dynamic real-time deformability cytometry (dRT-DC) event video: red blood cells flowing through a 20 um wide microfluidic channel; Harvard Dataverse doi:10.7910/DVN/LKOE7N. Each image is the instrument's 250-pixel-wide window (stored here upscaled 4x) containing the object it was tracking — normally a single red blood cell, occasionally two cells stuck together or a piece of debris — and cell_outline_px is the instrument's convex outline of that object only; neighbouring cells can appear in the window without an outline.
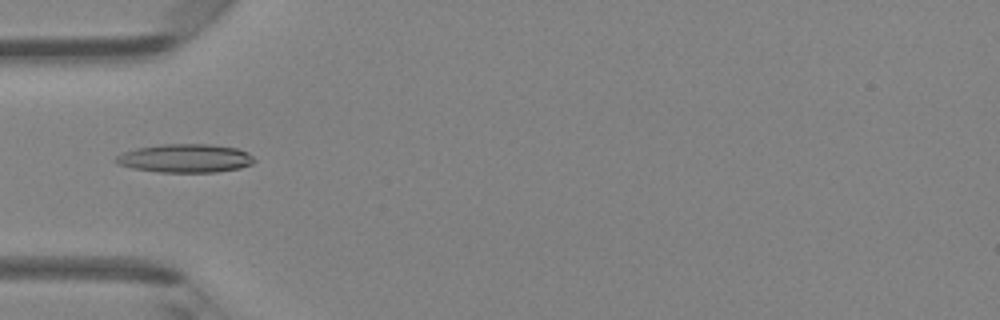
{"species": "Egyptian fruit bat (a non-hibernating species)", "species_latin": "Rousettus aegyptiacus", "temperature_condition": "room temperature", "stored_images_in_passage": 47, "camera_frame_rate_fps": 3000, "um_per_image_px": 0.085, "animal": {"sex": "female"}, "frame": {"image": 1, "passage_image": 15, "time_ms": 4.667, "image_size_px": [1000, 320], "cell_outline_px": [[256, 160], [252, 164], [240, 168], [216, 172], [160, 172], [132, 168], [116, 164], [112, 160], [116, 156], [124, 152], [136, 148], [160, 144], [208, 144], [236, 148], [248, 152]], "centroid_in_image_um": [15.72, 13.45], "position_along_channel_um": 69.3, "area_um2": 23.12}}
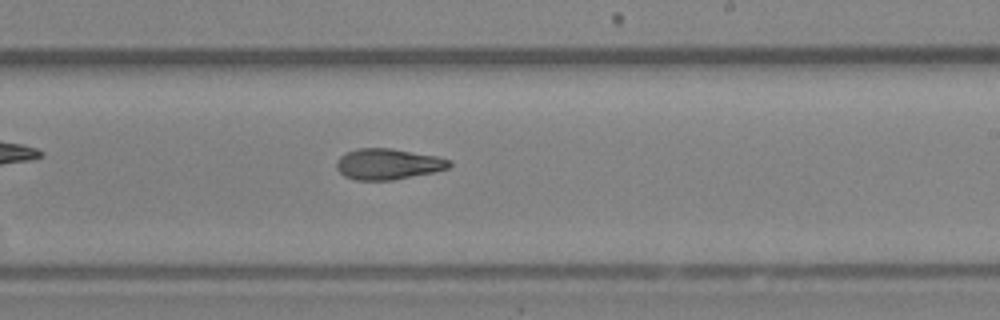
{"frame": {"image": 2, "passage_image": 28, "time_ms": 9.0, "image_size_px": [1000, 320], "cell_outline_px": [[452, 164], [448, 168], [432, 172], [392, 180], [356, 180], [344, 176], [336, 168], [336, 160], [340, 156], [356, 148], [392, 148], [436, 156], [452, 160]], "centroid_in_image_um": [32.96, 13.94], "position_along_channel_um": 256.0, "area_um2": 20.29}}
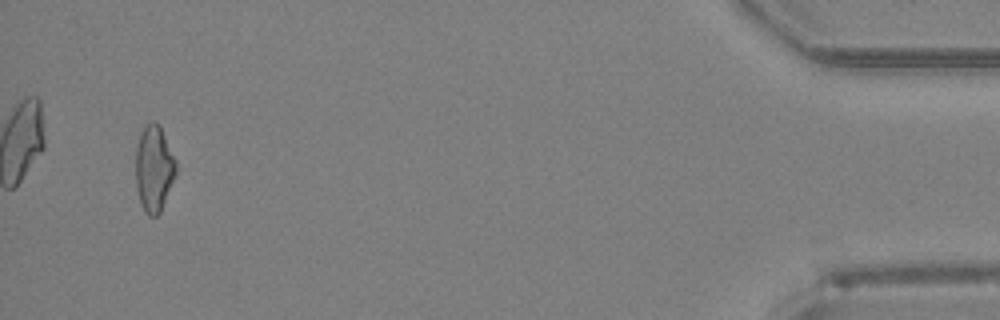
{"frame": {"image": 3, "passage_image": 45, "time_ms": 14.667, "image_size_px": [1000, 320], "cell_outline_px": [[176, 176], [160, 212], [156, 216], [148, 216], [144, 212], [140, 204], [136, 188], [136, 148], [140, 132], [144, 124], [152, 120], [156, 120], [160, 124], [176, 160]], "centroid_in_image_um": [13.08, 14.29], "position_along_channel_um": 422.1, "area_um2": 20.75}, "authors_computed_cell_mechanics": {"area_um2": 20.6924, "velocity_mm_per_s": 4.3173, "shape_relaxation_time_tau1_ms": null, "shape_relaxation_time_tau2_ms": 3.87, "deformation_change_tau1": null, "deformation_change_tau2": 0.1244}}